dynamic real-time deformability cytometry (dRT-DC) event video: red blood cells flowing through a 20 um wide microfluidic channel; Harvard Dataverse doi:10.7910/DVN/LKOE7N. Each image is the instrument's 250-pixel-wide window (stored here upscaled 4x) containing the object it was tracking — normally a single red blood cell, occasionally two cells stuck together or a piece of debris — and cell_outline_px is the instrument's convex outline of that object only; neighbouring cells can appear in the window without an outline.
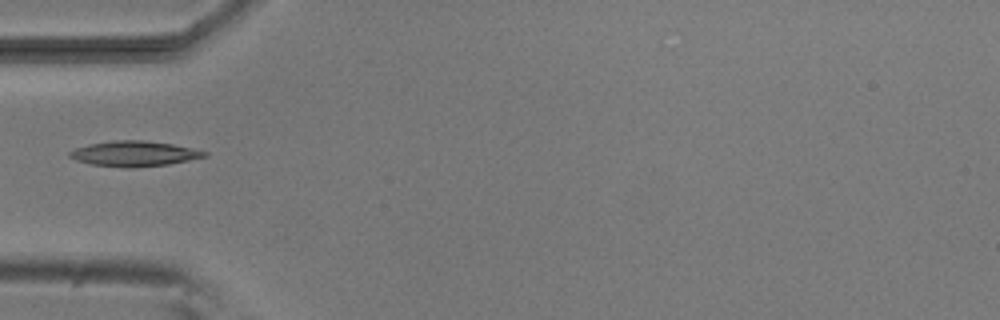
{"species": "common noctule bat (a hibernating species)", "species_latin": "Nyctalus noctula", "temperature_condition": "room temperature", "stored_images_in_passage": 3, "camera_frame_rate_fps": 3000, "um_per_image_px": 0.085, "animal": {"sex": "male", "body_mass_g": 20.5, "forearm_length_mm": 52.5}, "frame": {"image": 1, "passage_image": 3, "time_ms": 3.0, "image_size_px": [1000, 320], "cell_outline_px": [[208, 156], [168, 164], [132, 168], [92, 164], [76, 160], [68, 156], [68, 152], [76, 148], [88, 144], [112, 140], [144, 140], [172, 144], [208, 152]], "centroid_in_image_um": [11.39, 13.05], "position_along_channel_um": 73.6, "area_um2": 19.71}}